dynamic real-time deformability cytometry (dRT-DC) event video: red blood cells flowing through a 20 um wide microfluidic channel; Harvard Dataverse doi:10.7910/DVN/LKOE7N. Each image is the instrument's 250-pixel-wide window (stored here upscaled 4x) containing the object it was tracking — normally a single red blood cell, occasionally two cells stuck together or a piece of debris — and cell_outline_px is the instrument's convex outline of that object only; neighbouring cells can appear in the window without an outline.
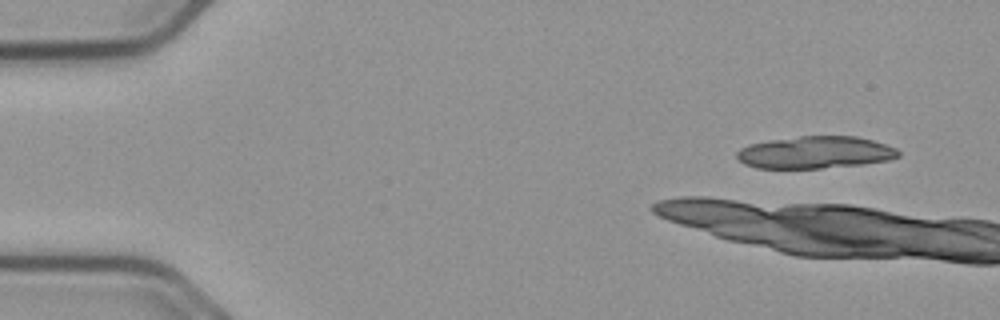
{"species": "common noctule bat (a hibernating species)", "species_latin": "Nyctalus noctula", "temperature_condition": "cold", "stored_images_in_passage": 11, "camera_frame_rate_fps": 3000, "um_per_image_px": 0.085, "animal": {"sex": "male", "body_mass_g": 23.1, "forearm_length_mm": 52.7}, "frame": {"image": 1, "passage_image": 4, "time_ms": 1.0, "image_size_px": [1000, 320], "cell_outline_px": [[900, 156], [888, 160], [864, 164], [820, 168], [756, 168], [744, 164], [736, 156], [736, 152], [740, 148], [748, 144], [768, 140], [800, 136], [856, 136], [872, 140], [896, 148], [900, 152]], "centroid_in_image_um": [69.28, 12.95], "position_along_channel_um": 15.7, "area_um2": 30.4}}